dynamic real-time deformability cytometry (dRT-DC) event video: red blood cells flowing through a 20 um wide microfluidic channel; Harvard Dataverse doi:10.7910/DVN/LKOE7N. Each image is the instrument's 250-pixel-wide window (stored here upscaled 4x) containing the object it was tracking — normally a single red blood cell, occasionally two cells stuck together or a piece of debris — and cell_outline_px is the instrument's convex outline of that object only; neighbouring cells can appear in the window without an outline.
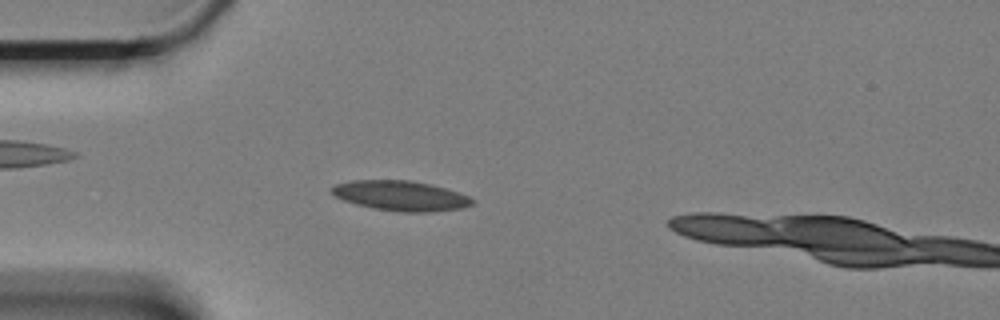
{"species": "Egyptian fruit bat (a non-hibernating species)", "species_latin": "Rousettus aegyptiacus", "temperature_condition": "cold", "stored_images_in_passage": 54, "camera_frame_rate_fps": 3000, "um_per_image_px": 0.085, "animal": {"sex": "female"}, "frame": {"image": 1, "passage_image": 16, "time_ms": 5.0, "image_size_px": [1000, 320], "cell_outline_px": [[476, 200], [472, 204], [460, 208], [432, 212], [400, 212], [372, 208], [356, 204], [344, 200], [336, 196], [332, 192], [332, 188], [336, 184], [352, 180], [408, 180], [428, 184], [444, 188], [468, 196]], "centroid_in_image_um": [34.05, 16.64], "position_along_channel_um": 50.9, "area_um2": 24.28}}
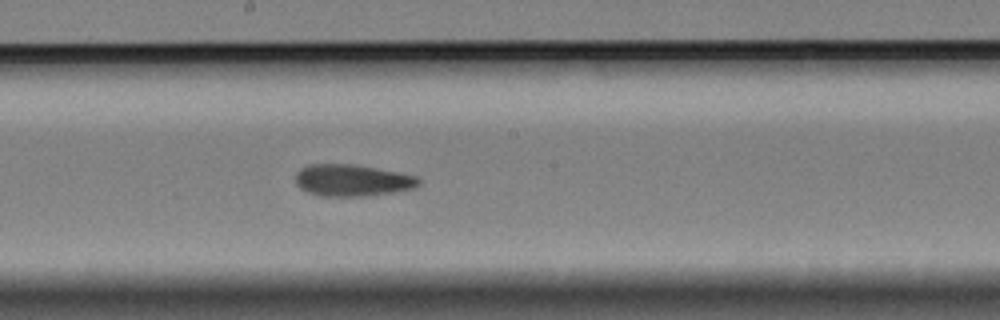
{"frame": {"image": 2, "passage_image": 32, "time_ms": 10.333, "image_size_px": [1000, 320], "cell_outline_px": [[420, 184], [416, 188], [368, 196], [320, 196], [308, 192], [300, 188], [296, 184], [296, 172], [300, 168], [308, 164], [356, 164], [416, 176], [420, 180]], "centroid_in_image_um": [29.92, 15.33], "position_along_channel_um": 218.3, "area_um2": 22.89}}
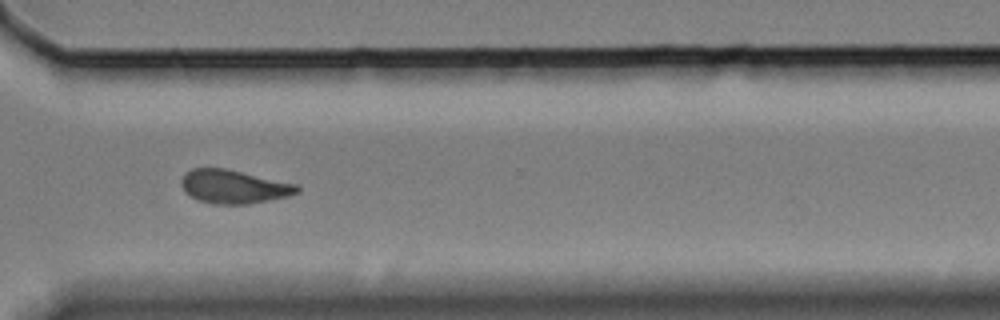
{"frame": {"image": 3, "passage_image": 44, "time_ms": 14.333, "image_size_px": [1000, 320], "cell_outline_px": [[300, 192], [288, 196], [248, 204], [212, 204], [200, 200], [184, 192], [180, 184], [180, 180], [184, 172], [192, 168], [224, 168], [300, 184]], "centroid_in_image_um": [19.88, 15.85], "position_along_channel_um": 350.7, "area_um2": 22.89}, "authors_computed_cell_mechanics": {"area_um2": 22.8021, "velocity_mm_per_s": 3.3157, "shape_relaxation_time_tau1_ms": null, "shape_relaxation_time_tau2_ms": 3.8772, "deformation_change_tau1": null, "deformation_change_tau2": 0.1123}}